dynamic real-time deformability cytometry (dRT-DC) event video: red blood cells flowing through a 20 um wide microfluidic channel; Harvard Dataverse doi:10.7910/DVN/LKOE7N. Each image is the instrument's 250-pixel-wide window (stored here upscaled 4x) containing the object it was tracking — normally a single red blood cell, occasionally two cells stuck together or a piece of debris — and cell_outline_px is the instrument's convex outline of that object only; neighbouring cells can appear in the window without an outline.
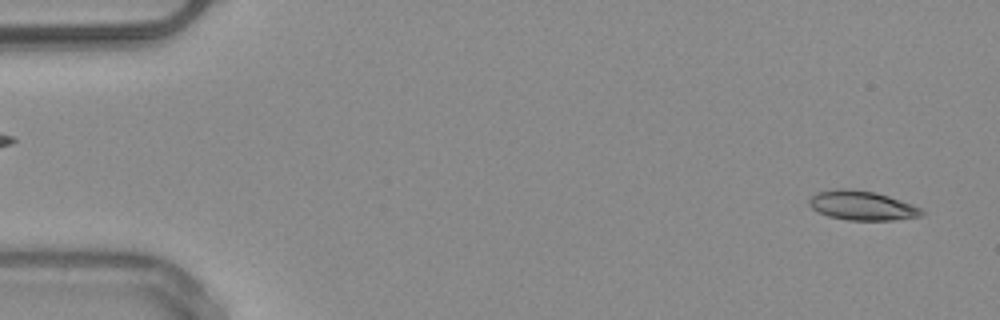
{"species": "common noctule bat (a hibernating species)", "species_latin": "Nyctalus noctula", "temperature_condition": "warm", "stored_images_in_passage": 51, "camera_frame_rate_fps": 3000, "um_per_image_px": 0.085, "animal": {"sex": "male", "body_mass_g": 20.4}, "frame": {"image": 1, "passage_image": 2, "time_ms": 0.333, "image_size_px": [1000, 320], "cell_outline_px": [[924, 212], [920, 216], [892, 220], [848, 220], [828, 216], [812, 208], [808, 204], [808, 200], [816, 192], [836, 188], [848, 188], [872, 192], [888, 196], [912, 204], [920, 208]], "centroid_in_image_um": [73.23, 17.46], "position_along_channel_um": 11.8, "area_um2": 19.07}}
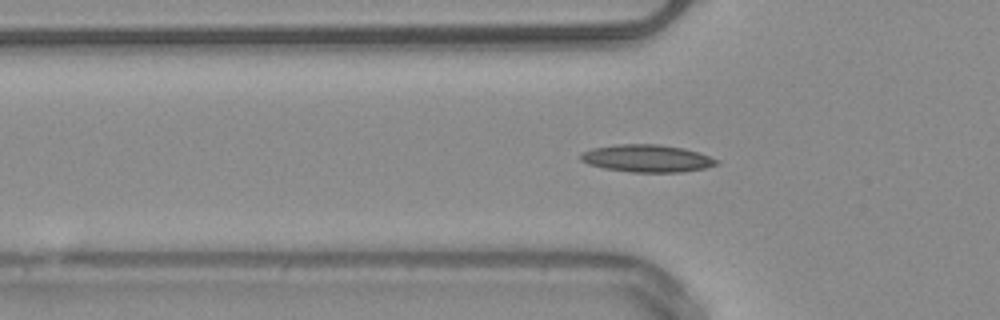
{"frame": {"image": 2, "passage_image": 16, "time_ms": 5.0, "image_size_px": [1000, 320], "cell_outline_px": [[720, 164], [704, 168], [680, 172], [632, 172], [604, 168], [588, 164], [580, 160], [580, 152], [592, 148], [616, 144], [656, 144], [684, 148], [720, 160]], "centroid_in_image_um": [54.97, 13.46], "position_along_channel_um": 70.8, "area_um2": 21.73}, "authors_computed_cell_mechanics": {"area_um2": 19.0162, "velocity_mm_per_s": 4.0295, "shape_relaxation_time_tau1_ms": null, "shape_relaxation_time_tau2_ms": 6.4856, "deformation_change_tau1": null, "deformation_change_tau2": 0.1372}}